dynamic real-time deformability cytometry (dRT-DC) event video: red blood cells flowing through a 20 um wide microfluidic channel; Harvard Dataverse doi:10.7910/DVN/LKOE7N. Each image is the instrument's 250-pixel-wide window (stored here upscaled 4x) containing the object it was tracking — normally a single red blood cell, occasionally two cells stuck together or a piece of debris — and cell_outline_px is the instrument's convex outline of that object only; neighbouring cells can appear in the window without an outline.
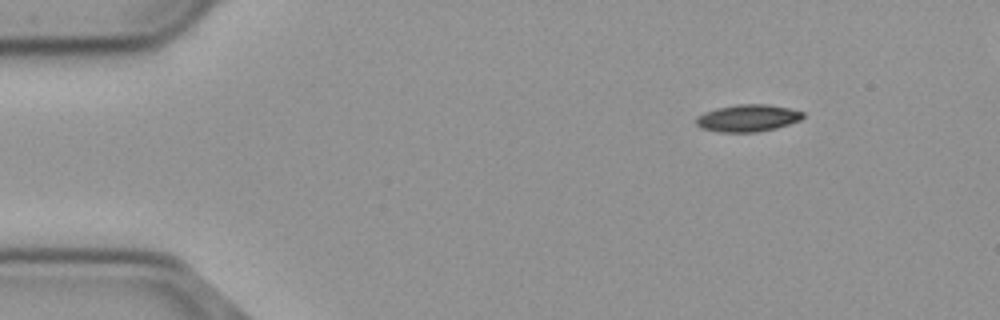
{"species": "common noctule bat (a hibernating species)", "species_latin": "Nyctalus noctula", "temperature_condition": "cold", "stored_images_in_passage": 49, "camera_frame_rate_fps": 3000, "um_per_image_px": 0.085, "animal": {"sex": "male", "body_mass_g": 23.1, "forearm_length_mm": 52.7}, "frame": {"image": 1, "passage_image": 1, "time_ms": 0.0, "image_size_px": [1000, 320], "cell_outline_px": [[804, 116], [800, 120], [776, 128], [756, 132], [720, 132], [700, 128], [696, 124], [696, 116], [704, 112], [716, 108], [736, 104], [768, 104], [788, 108], [804, 112]], "centroid_in_image_um": [63.53, 10.03], "position_along_channel_um": 21.5, "area_um2": 16.94}}
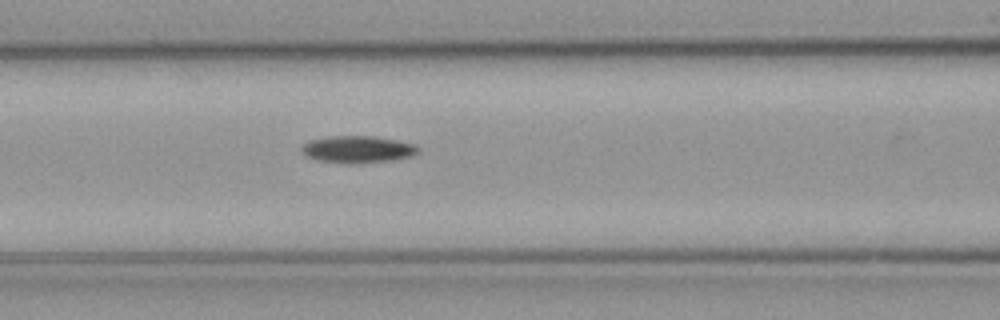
{"frame": {"image": 2, "passage_image": 17, "time_ms": 5.333, "image_size_px": [1000, 320], "cell_outline_px": [[420, 152], [408, 156], [392, 160], [320, 160], [308, 156], [300, 148], [304, 144], [312, 140], [328, 136], [376, 136], [416, 144], [420, 148]], "centroid_in_image_um": [30.48, 12.62], "position_along_channel_um": 136.1, "area_um2": 17.11}}
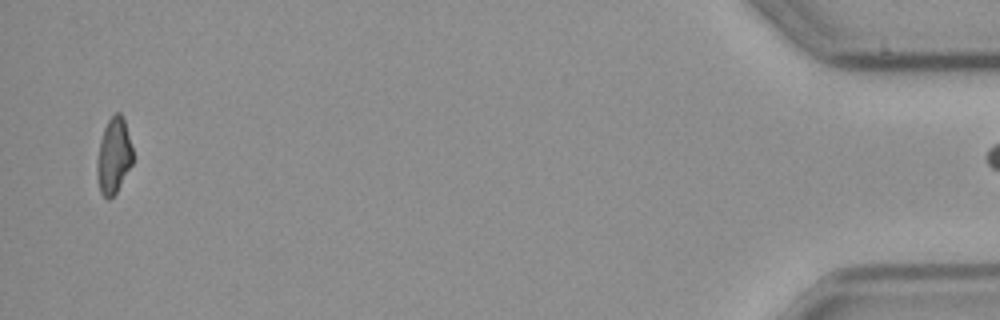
{"frame": {"image": 3, "passage_image": 48, "time_ms": 15.667, "image_size_px": [1000, 320], "cell_outline_px": [[132, 164], [116, 192], [108, 200], [100, 192], [96, 172], [96, 168], [100, 140], [104, 128], [108, 120], [116, 112], [120, 112], [124, 116], [132, 148]], "centroid_in_image_um": [9.66, 13.22], "position_along_channel_um": 425.5, "area_um2": 15.72}}